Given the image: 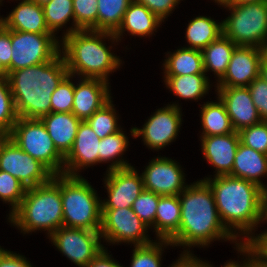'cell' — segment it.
<instances>
[{
	"label": "cell",
	"instance_id": "1",
	"mask_svg": "<svg viewBox=\"0 0 267 267\" xmlns=\"http://www.w3.org/2000/svg\"><path fill=\"white\" fill-rule=\"evenodd\" d=\"M181 219L179 230L169 239L182 246L183 253H191L192 246L206 247L216 240L232 241L235 248L242 243L236 239L220 220L211 187L205 181L189 184L180 194Z\"/></svg>",
	"mask_w": 267,
	"mask_h": 267
},
{
	"label": "cell",
	"instance_id": "2",
	"mask_svg": "<svg viewBox=\"0 0 267 267\" xmlns=\"http://www.w3.org/2000/svg\"><path fill=\"white\" fill-rule=\"evenodd\" d=\"M202 180L212 189L221 222L243 244L261 224L262 187L231 175L204 177Z\"/></svg>",
	"mask_w": 267,
	"mask_h": 267
},
{
	"label": "cell",
	"instance_id": "3",
	"mask_svg": "<svg viewBox=\"0 0 267 267\" xmlns=\"http://www.w3.org/2000/svg\"><path fill=\"white\" fill-rule=\"evenodd\" d=\"M68 74L60 53L55 59L8 73L18 117L36 118L51 112V95Z\"/></svg>",
	"mask_w": 267,
	"mask_h": 267
},
{
	"label": "cell",
	"instance_id": "4",
	"mask_svg": "<svg viewBox=\"0 0 267 267\" xmlns=\"http://www.w3.org/2000/svg\"><path fill=\"white\" fill-rule=\"evenodd\" d=\"M104 39L110 40L112 44L119 42L114 33L91 29L77 30L61 38L60 53L65 60L68 74L108 82V76L120 68L122 60L111 53L113 46L106 47Z\"/></svg>",
	"mask_w": 267,
	"mask_h": 267
},
{
	"label": "cell",
	"instance_id": "5",
	"mask_svg": "<svg viewBox=\"0 0 267 267\" xmlns=\"http://www.w3.org/2000/svg\"><path fill=\"white\" fill-rule=\"evenodd\" d=\"M8 221L21 233L43 230L48 237L62 227L61 174L53 175L45 184L26 188L24 198Z\"/></svg>",
	"mask_w": 267,
	"mask_h": 267
},
{
	"label": "cell",
	"instance_id": "6",
	"mask_svg": "<svg viewBox=\"0 0 267 267\" xmlns=\"http://www.w3.org/2000/svg\"><path fill=\"white\" fill-rule=\"evenodd\" d=\"M61 198L63 226L100 231L101 200L84 177L61 174Z\"/></svg>",
	"mask_w": 267,
	"mask_h": 267
},
{
	"label": "cell",
	"instance_id": "7",
	"mask_svg": "<svg viewBox=\"0 0 267 267\" xmlns=\"http://www.w3.org/2000/svg\"><path fill=\"white\" fill-rule=\"evenodd\" d=\"M230 15L222 21L223 34L237 46L261 47L267 36V1L251 4H218Z\"/></svg>",
	"mask_w": 267,
	"mask_h": 267
},
{
	"label": "cell",
	"instance_id": "8",
	"mask_svg": "<svg viewBox=\"0 0 267 267\" xmlns=\"http://www.w3.org/2000/svg\"><path fill=\"white\" fill-rule=\"evenodd\" d=\"M8 137L53 175L63 174L64 156L56 149L40 119L18 117Z\"/></svg>",
	"mask_w": 267,
	"mask_h": 267
},
{
	"label": "cell",
	"instance_id": "9",
	"mask_svg": "<svg viewBox=\"0 0 267 267\" xmlns=\"http://www.w3.org/2000/svg\"><path fill=\"white\" fill-rule=\"evenodd\" d=\"M11 46L10 72L55 59L60 54L61 41L52 33L11 30Z\"/></svg>",
	"mask_w": 267,
	"mask_h": 267
},
{
	"label": "cell",
	"instance_id": "10",
	"mask_svg": "<svg viewBox=\"0 0 267 267\" xmlns=\"http://www.w3.org/2000/svg\"><path fill=\"white\" fill-rule=\"evenodd\" d=\"M149 227L129 208L102 209L100 234L102 240L113 245L130 243L144 246L155 240L147 234Z\"/></svg>",
	"mask_w": 267,
	"mask_h": 267
},
{
	"label": "cell",
	"instance_id": "11",
	"mask_svg": "<svg viewBox=\"0 0 267 267\" xmlns=\"http://www.w3.org/2000/svg\"><path fill=\"white\" fill-rule=\"evenodd\" d=\"M49 240L62 255L78 267H87L105 247L101 244L102 239L99 231L66 226L57 229L49 237Z\"/></svg>",
	"mask_w": 267,
	"mask_h": 267
},
{
	"label": "cell",
	"instance_id": "12",
	"mask_svg": "<svg viewBox=\"0 0 267 267\" xmlns=\"http://www.w3.org/2000/svg\"><path fill=\"white\" fill-rule=\"evenodd\" d=\"M181 106L176 102L155 111L142 128L130 129L133 138L141 137L144 145L153 150L170 145L176 140L182 124Z\"/></svg>",
	"mask_w": 267,
	"mask_h": 267
},
{
	"label": "cell",
	"instance_id": "13",
	"mask_svg": "<svg viewBox=\"0 0 267 267\" xmlns=\"http://www.w3.org/2000/svg\"><path fill=\"white\" fill-rule=\"evenodd\" d=\"M0 170L17 178L26 188L47 183L53 174L25 153L10 137L0 147Z\"/></svg>",
	"mask_w": 267,
	"mask_h": 267
},
{
	"label": "cell",
	"instance_id": "14",
	"mask_svg": "<svg viewBox=\"0 0 267 267\" xmlns=\"http://www.w3.org/2000/svg\"><path fill=\"white\" fill-rule=\"evenodd\" d=\"M103 180L108 197L101 200L102 209L132 207L133 202L144 190L142 175L134 166L107 170Z\"/></svg>",
	"mask_w": 267,
	"mask_h": 267
},
{
	"label": "cell",
	"instance_id": "15",
	"mask_svg": "<svg viewBox=\"0 0 267 267\" xmlns=\"http://www.w3.org/2000/svg\"><path fill=\"white\" fill-rule=\"evenodd\" d=\"M179 163L168 157L153 158L142 172L144 189L160 196L179 195L188 185Z\"/></svg>",
	"mask_w": 267,
	"mask_h": 267
},
{
	"label": "cell",
	"instance_id": "16",
	"mask_svg": "<svg viewBox=\"0 0 267 267\" xmlns=\"http://www.w3.org/2000/svg\"><path fill=\"white\" fill-rule=\"evenodd\" d=\"M261 50L255 46H237L227 71L214 87H247L260 76Z\"/></svg>",
	"mask_w": 267,
	"mask_h": 267
},
{
	"label": "cell",
	"instance_id": "17",
	"mask_svg": "<svg viewBox=\"0 0 267 267\" xmlns=\"http://www.w3.org/2000/svg\"><path fill=\"white\" fill-rule=\"evenodd\" d=\"M100 139L86 121H81L73 146L64 157L63 174L80 176V169L99 163Z\"/></svg>",
	"mask_w": 267,
	"mask_h": 267
},
{
	"label": "cell",
	"instance_id": "18",
	"mask_svg": "<svg viewBox=\"0 0 267 267\" xmlns=\"http://www.w3.org/2000/svg\"><path fill=\"white\" fill-rule=\"evenodd\" d=\"M217 96L225 104L233 129H241L262 120L251 98L248 87H216Z\"/></svg>",
	"mask_w": 267,
	"mask_h": 267
},
{
	"label": "cell",
	"instance_id": "19",
	"mask_svg": "<svg viewBox=\"0 0 267 267\" xmlns=\"http://www.w3.org/2000/svg\"><path fill=\"white\" fill-rule=\"evenodd\" d=\"M109 84L102 79L80 78L78 83H74L72 113L79 120L86 121L112 99Z\"/></svg>",
	"mask_w": 267,
	"mask_h": 267
},
{
	"label": "cell",
	"instance_id": "20",
	"mask_svg": "<svg viewBox=\"0 0 267 267\" xmlns=\"http://www.w3.org/2000/svg\"><path fill=\"white\" fill-rule=\"evenodd\" d=\"M200 137L203 156L215 168L214 177L230 175L240 143L239 133Z\"/></svg>",
	"mask_w": 267,
	"mask_h": 267
},
{
	"label": "cell",
	"instance_id": "21",
	"mask_svg": "<svg viewBox=\"0 0 267 267\" xmlns=\"http://www.w3.org/2000/svg\"><path fill=\"white\" fill-rule=\"evenodd\" d=\"M0 23L9 30L32 33H51L46 25L42 6L31 0H22Z\"/></svg>",
	"mask_w": 267,
	"mask_h": 267
},
{
	"label": "cell",
	"instance_id": "22",
	"mask_svg": "<svg viewBox=\"0 0 267 267\" xmlns=\"http://www.w3.org/2000/svg\"><path fill=\"white\" fill-rule=\"evenodd\" d=\"M40 120L45 125L56 149L65 157L73 146L81 120L72 112H50Z\"/></svg>",
	"mask_w": 267,
	"mask_h": 267
},
{
	"label": "cell",
	"instance_id": "23",
	"mask_svg": "<svg viewBox=\"0 0 267 267\" xmlns=\"http://www.w3.org/2000/svg\"><path fill=\"white\" fill-rule=\"evenodd\" d=\"M161 24L162 20L146 6L132 0L124 13L120 27L114 35L120 42L122 35L126 31L132 36L147 37L152 35L154 31L157 32L156 30Z\"/></svg>",
	"mask_w": 267,
	"mask_h": 267
},
{
	"label": "cell",
	"instance_id": "24",
	"mask_svg": "<svg viewBox=\"0 0 267 267\" xmlns=\"http://www.w3.org/2000/svg\"><path fill=\"white\" fill-rule=\"evenodd\" d=\"M230 175L252 181L260 187H264L265 184L260 178L267 176V155L240 142Z\"/></svg>",
	"mask_w": 267,
	"mask_h": 267
},
{
	"label": "cell",
	"instance_id": "25",
	"mask_svg": "<svg viewBox=\"0 0 267 267\" xmlns=\"http://www.w3.org/2000/svg\"><path fill=\"white\" fill-rule=\"evenodd\" d=\"M169 54V55H168ZM163 63L164 76L206 74L204 71L202 50L181 47L170 51Z\"/></svg>",
	"mask_w": 267,
	"mask_h": 267
},
{
	"label": "cell",
	"instance_id": "26",
	"mask_svg": "<svg viewBox=\"0 0 267 267\" xmlns=\"http://www.w3.org/2000/svg\"><path fill=\"white\" fill-rule=\"evenodd\" d=\"M180 219L179 195L160 196L155 216L157 240H169L179 230Z\"/></svg>",
	"mask_w": 267,
	"mask_h": 267
},
{
	"label": "cell",
	"instance_id": "27",
	"mask_svg": "<svg viewBox=\"0 0 267 267\" xmlns=\"http://www.w3.org/2000/svg\"><path fill=\"white\" fill-rule=\"evenodd\" d=\"M236 47L237 45L224 34H221L216 40L208 44L202 50L205 73H208V71L214 72L218 82L226 73Z\"/></svg>",
	"mask_w": 267,
	"mask_h": 267
},
{
	"label": "cell",
	"instance_id": "28",
	"mask_svg": "<svg viewBox=\"0 0 267 267\" xmlns=\"http://www.w3.org/2000/svg\"><path fill=\"white\" fill-rule=\"evenodd\" d=\"M207 74L164 76V83L174 95L185 100H200L208 94L211 85Z\"/></svg>",
	"mask_w": 267,
	"mask_h": 267
},
{
	"label": "cell",
	"instance_id": "29",
	"mask_svg": "<svg viewBox=\"0 0 267 267\" xmlns=\"http://www.w3.org/2000/svg\"><path fill=\"white\" fill-rule=\"evenodd\" d=\"M218 101L204 102L200 110L202 124L201 136L226 135L234 133L225 104L217 97Z\"/></svg>",
	"mask_w": 267,
	"mask_h": 267
},
{
	"label": "cell",
	"instance_id": "30",
	"mask_svg": "<svg viewBox=\"0 0 267 267\" xmlns=\"http://www.w3.org/2000/svg\"><path fill=\"white\" fill-rule=\"evenodd\" d=\"M223 34L222 21L216 22L211 17L198 16L187 25L185 38L189 44L186 48L203 50L208 44Z\"/></svg>",
	"mask_w": 267,
	"mask_h": 267
},
{
	"label": "cell",
	"instance_id": "31",
	"mask_svg": "<svg viewBox=\"0 0 267 267\" xmlns=\"http://www.w3.org/2000/svg\"><path fill=\"white\" fill-rule=\"evenodd\" d=\"M128 146V137L125 135L122 129L114 134L100 139V152H98L99 163L109 162L110 165H108V170L132 166L123 158L124 152L127 151L126 149Z\"/></svg>",
	"mask_w": 267,
	"mask_h": 267
},
{
	"label": "cell",
	"instance_id": "32",
	"mask_svg": "<svg viewBox=\"0 0 267 267\" xmlns=\"http://www.w3.org/2000/svg\"><path fill=\"white\" fill-rule=\"evenodd\" d=\"M42 8L46 25L53 35H56L59 29L62 30L64 26L66 27L65 24L70 22V19L73 20V26L67 28L66 32H63L62 38L75 32L73 0H52L43 5Z\"/></svg>",
	"mask_w": 267,
	"mask_h": 267
},
{
	"label": "cell",
	"instance_id": "33",
	"mask_svg": "<svg viewBox=\"0 0 267 267\" xmlns=\"http://www.w3.org/2000/svg\"><path fill=\"white\" fill-rule=\"evenodd\" d=\"M97 31L115 33L132 0H97Z\"/></svg>",
	"mask_w": 267,
	"mask_h": 267
},
{
	"label": "cell",
	"instance_id": "34",
	"mask_svg": "<svg viewBox=\"0 0 267 267\" xmlns=\"http://www.w3.org/2000/svg\"><path fill=\"white\" fill-rule=\"evenodd\" d=\"M114 106L113 101L110 100L86 120L95 134L101 139L122 129L118 124L119 116Z\"/></svg>",
	"mask_w": 267,
	"mask_h": 267
},
{
	"label": "cell",
	"instance_id": "35",
	"mask_svg": "<svg viewBox=\"0 0 267 267\" xmlns=\"http://www.w3.org/2000/svg\"><path fill=\"white\" fill-rule=\"evenodd\" d=\"M167 246H174L169 240L157 239L148 245L134 246L130 267H161L162 251ZM163 247V248H162Z\"/></svg>",
	"mask_w": 267,
	"mask_h": 267
},
{
	"label": "cell",
	"instance_id": "36",
	"mask_svg": "<svg viewBox=\"0 0 267 267\" xmlns=\"http://www.w3.org/2000/svg\"><path fill=\"white\" fill-rule=\"evenodd\" d=\"M17 119L18 115L8 79H0V128L9 134Z\"/></svg>",
	"mask_w": 267,
	"mask_h": 267
},
{
	"label": "cell",
	"instance_id": "37",
	"mask_svg": "<svg viewBox=\"0 0 267 267\" xmlns=\"http://www.w3.org/2000/svg\"><path fill=\"white\" fill-rule=\"evenodd\" d=\"M26 187L11 174L0 170V199L11 205L9 215L20 205Z\"/></svg>",
	"mask_w": 267,
	"mask_h": 267
},
{
	"label": "cell",
	"instance_id": "38",
	"mask_svg": "<svg viewBox=\"0 0 267 267\" xmlns=\"http://www.w3.org/2000/svg\"><path fill=\"white\" fill-rule=\"evenodd\" d=\"M73 75L67 74L51 95V112L71 113L74 100Z\"/></svg>",
	"mask_w": 267,
	"mask_h": 267
},
{
	"label": "cell",
	"instance_id": "39",
	"mask_svg": "<svg viewBox=\"0 0 267 267\" xmlns=\"http://www.w3.org/2000/svg\"><path fill=\"white\" fill-rule=\"evenodd\" d=\"M97 4V0H73L75 31L87 29L97 31Z\"/></svg>",
	"mask_w": 267,
	"mask_h": 267
},
{
	"label": "cell",
	"instance_id": "40",
	"mask_svg": "<svg viewBox=\"0 0 267 267\" xmlns=\"http://www.w3.org/2000/svg\"><path fill=\"white\" fill-rule=\"evenodd\" d=\"M160 195L144 189L132 204V210L149 227L155 230L156 209Z\"/></svg>",
	"mask_w": 267,
	"mask_h": 267
},
{
	"label": "cell",
	"instance_id": "41",
	"mask_svg": "<svg viewBox=\"0 0 267 267\" xmlns=\"http://www.w3.org/2000/svg\"><path fill=\"white\" fill-rule=\"evenodd\" d=\"M238 133L242 144L267 155V121L245 127Z\"/></svg>",
	"mask_w": 267,
	"mask_h": 267
},
{
	"label": "cell",
	"instance_id": "42",
	"mask_svg": "<svg viewBox=\"0 0 267 267\" xmlns=\"http://www.w3.org/2000/svg\"><path fill=\"white\" fill-rule=\"evenodd\" d=\"M247 87L260 119L267 121V82L258 76Z\"/></svg>",
	"mask_w": 267,
	"mask_h": 267
},
{
	"label": "cell",
	"instance_id": "43",
	"mask_svg": "<svg viewBox=\"0 0 267 267\" xmlns=\"http://www.w3.org/2000/svg\"><path fill=\"white\" fill-rule=\"evenodd\" d=\"M243 245L254 255L255 260L267 265V229L256 236H250Z\"/></svg>",
	"mask_w": 267,
	"mask_h": 267
},
{
	"label": "cell",
	"instance_id": "44",
	"mask_svg": "<svg viewBox=\"0 0 267 267\" xmlns=\"http://www.w3.org/2000/svg\"><path fill=\"white\" fill-rule=\"evenodd\" d=\"M146 6L152 13H154L160 20L164 19L174 11L176 6L180 4L181 0H134Z\"/></svg>",
	"mask_w": 267,
	"mask_h": 267
},
{
	"label": "cell",
	"instance_id": "45",
	"mask_svg": "<svg viewBox=\"0 0 267 267\" xmlns=\"http://www.w3.org/2000/svg\"><path fill=\"white\" fill-rule=\"evenodd\" d=\"M11 52V30L0 23V61L8 73L10 72Z\"/></svg>",
	"mask_w": 267,
	"mask_h": 267
},
{
	"label": "cell",
	"instance_id": "46",
	"mask_svg": "<svg viewBox=\"0 0 267 267\" xmlns=\"http://www.w3.org/2000/svg\"><path fill=\"white\" fill-rule=\"evenodd\" d=\"M0 267H33L24 255L0 247Z\"/></svg>",
	"mask_w": 267,
	"mask_h": 267
},
{
	"label": "cell",
	"instance_id": "47",
	"mask_svg": "<svg viewBox=\"0 0 267 267\" xmlns=\"http://www.w3.org/2000/svg\"><path fill=\"white\" fill-rule=\"evenodd\" d=\"M168 267H211L207 261L200 260L192 253H182L171 266Z\"/></svg>",
	"mask_w": 267,
	"mask_h": 267
},
{
	"label": "cell",
	"instance_id": "48",
	"mask_svg": "<svg viewBox=\"0 0 267 267\" xmlns=\"http://www.w3.org/2000/svg\"><path fill=\"white\" fill-rule=\"evenodd\" d=\"M117 260H114L106 247L88 264L87 267H123Z\"/></svg>",
	"mask_w": 267,
	"mask_h": 267
},
{
	"label": "cell",
	"instance_id": "49",
	"mask_svg": "<svg viewBox=\"0 0 267 267\" xmlns=\"http://www.w3.org/2000/svg\"><path fill=\"white\" fill-rule=\"evenodd\" d=\"M236 250L238 251V253H240V255L244 254L243 256H245V259L240 263L235 260L228 261L222 267H251V252L243 244L237 247ZM211 267L214 266L211 264Z\"/></svg>",
	"mask_w": 267,
	"mask_h": 267
},
{
	"label": "cell",
	"instance_id": "50",
	"mask_svg": "<svg viewBox=\"0 0 267 267\" xmlns=\"http://www.w3.org/2000/svg\"><path fill=\"white\" fill-rule=\"evenodd\" d=\"M267 221V186L261 188V217L260 223Z\"/></svg>",
	"mask_w": 267,
	"mask_h": 267
},
{
	"label": "cell",
	"instance_id": "51",
	"mask_svg": "<svg viewBox=\"0 0 267 267\" xmlns=\"http://www.w3.org/2000/svg\"><path fill=\"white\" fill-rule=\"evenodd\" d=\"M261 56H262V61H267V36L265 37L261 47Z\"/></svg>",
	"mask_w": 267,
	"mask_h": 267
},
{
	"label": "cell",
	"instance_id": "52",
	"mask_svg": "<svg viewBox=\"0 0 267 267\" xmlns=\"http://www.w3.org/2000/svg\"><path fill=\"white\" fill-rule=\"evenodd\" d=\"M262 1H267V0H229L228 2L230 4H251V3H258Z\"/></svg>",
	"mask_w": 267,
	"mask_h": 267
},
{
	"label": "cell",
	"instance_id": "53",
	"mask_svg": "<svg viewBox=\"0 0 267 267\" xmlns=\"http://www.w3.org/2000/svg\"><path fill=\"white\" fill-rule=\"evenodd\" d=\"M260 77L267 82V61H262L260 66Z\"/></svg>",
	"mask_w": 267,
	"mask_h": 267
},
{
	"label": "cell",
	"instance_id": "54",
	"mask_svg": "<svg viewBox=\"0 0 267 267\" xmlns=\"http://www.w3.org/2000/svg\"><path fill=\"white\" fill-rule=\"evenodd\" d=\"M8 77L7 69L2 65L0 61V79H4Z\"/></svg>",
	"mask_w": 267,
	"mask_h": 267
},
{
	"label": "cell",
	"instance_id": "55",
	"mask_svg": "<svg viewBox=\"0 0 267 267\" xmlns=\"http://www.w3.org/2000/svg\"><path fill=\"white\" fill-rule=\"evenodd\" d=\"M251 267H267V265L259 263L255 260L254 255L251 253Z\"/></svg>",
	"mask_w": 267,
	"mask_h": 267
},
{
	"label": "cell",
	"instance_id": "56",
	"mask_svg": "<svg viewBox=\"0 0 267 267\" xmlns=\"http://www.w3.org/2000/svg\"><path fill=\"white\" fill-rule=\"evenodd\" d=\"M7 137H8V133H6L5 131H3L0 128V147H1V144L6 140Z\"/></svg>",
	"mask_w": 267,
	"mask_h": 267
},
{
	"label": "cell",
	"instance_id": "57",
	"mask_svg": "<svg viewBox=\"0 0 267 267\" xmlns=\"http://www.w3.org/2000/svg\"><path fill=\"white\" fill-rule=\"evenodd\" d=\"M31 1L37 3L40 6H43V5H45L46 3H49L52 0H31Z\"/></svg>",
	"mask_w": 267,
	"mask_h": 267
},
{
	"label": "cell",
	"instance_id": "58",
	"mask_svg": "<svg viewBox=\"0 0 267 267\" xmlns=\"http://www.w3.org/2000/svg\"><path fill=\"white\" fill-rule=\"evenodd\" d=\"M226 1H229V0H214V2H216L217 4H221V3L226 2Z\"/></svg>",
	"mask_w": 267,
	"mask_h": 267
}]
</instances>
